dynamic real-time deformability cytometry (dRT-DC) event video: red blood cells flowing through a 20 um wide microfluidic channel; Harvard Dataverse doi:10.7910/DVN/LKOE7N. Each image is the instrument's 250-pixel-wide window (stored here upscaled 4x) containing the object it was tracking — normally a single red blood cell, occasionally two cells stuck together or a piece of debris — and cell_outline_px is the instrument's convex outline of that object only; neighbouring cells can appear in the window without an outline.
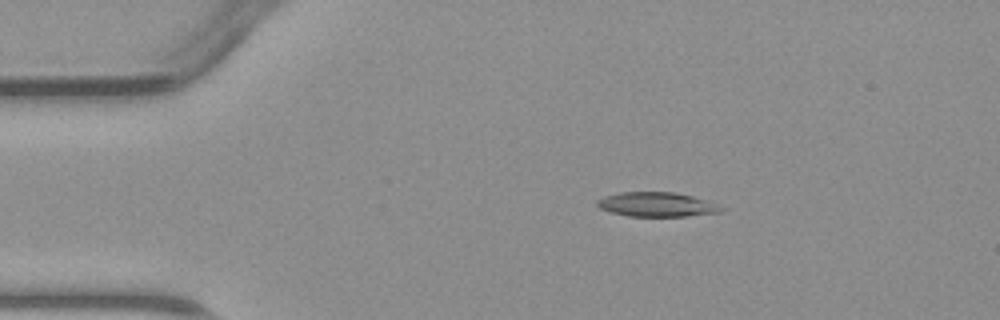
{"species": "common noctule bat (a hibernating species)", "species_latin": "Nyctalus noctula", "temperature_condition": "warm", "stored_images_in_passage": 4, "camera_frame_rate_fps": 3000, "um_per_image_px": 0.085, "animal": {"sex": "male", "body_mass_g": 23.1, "forearm_length_mm": 52.7}, "frame": {"image": 1, "passage_image": 2, "time_ms": 1.333, "image_size_px": [1000, 320], "cell_outline_px": [[724, 208], [720, 212], [684, 216], [628, 216], [612, 212], [600, 208], [596, 204], [596, 200], [604, 196], [620, 192], [672, 192], [692, 196], [704, 200]], "centroid_in_image_um": [55.76, 17.37], "position_along_channel_um": 29.2, "area_um2": 17.34}}
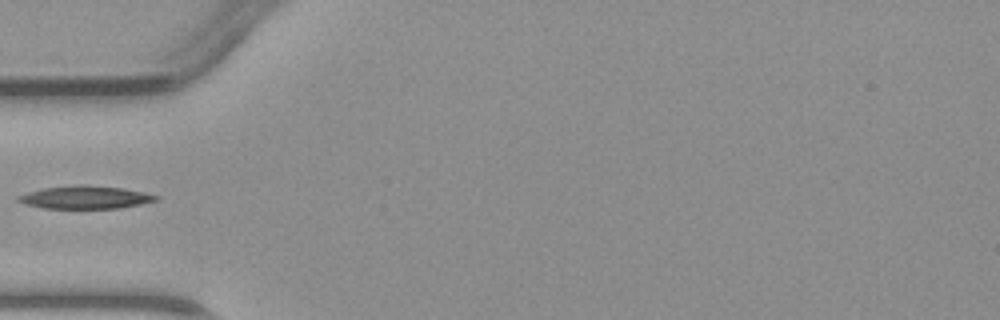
{"frame": {"image": 2, "passage_image": 4, "time_ms": 3.667, "image_size_px": [1000, 320], "cell_outline_px": [[160, 200], [120, 208], [44, 208], [24, 204], [16, 200], [16, 196], [28, 192], [44, 188], [72, 184], [84, 184], [124, 188], [144, 192], [160, 196]], "centroid_in_image_um": [7.26, 16.76], "position_along_channel_um": 77.7, "area_um2": 18.61}}